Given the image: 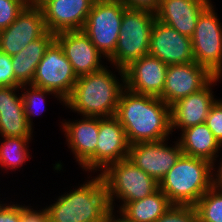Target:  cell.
Instances as JSON below:
<instances>
[{
	"mask_svg": "<svg viewBox=\"0 0 222 222\" xmlns=\"http://www.w3.org/2000/svg\"><path fill=\"white\" fill-rule=\"evenodd\" d=\"M178 139L182 152L185 155L209 161L212 171L215 172L214 163L222 147L205 123L188 127L181 131ZM217 156V157H216Z\"/></svg>",
	"mask_w": 222,
	"mask_h": 222,
	"instance_id": "obj_22",
	"label": "cell"
},
{
	"mask_svg": "<svg viewBox=\"0 0 222 222\" xmlns=\"http://www.w3.org/2000/svg\"><path fill=\"white\" fill-rule=\"evenodd\" d=\"M22 84L15 78L11 56L0 50V86L20 87Z\"/></svg>",
	"mask_w": 222,
	"mask_h": 222,
	"instance_id": "obj_30",
	"label": "cell"
},
{
	"mask_svg": "<svg viewBox=\"0 0 222 222\" xmlns=\"http://www.w3.org/2000/svg\"><path fill=\"white\" fill-rule=\"evenodd\" d=\"M30 0H0V30L16 20Z\"/></svg>",
	"mask_w": 222,
	"mask_h": 222,
	"instance_id": "obj_28",
	"label": "cell"
},
{
	"mask_svg": "<svg viewBox=\"0 0 222 222\" xmlns=\"http://www.w3.org/2000/svg\"><path fill=\"white\" fill-rule=\"evenodd\" d=\"M22 214V205L3 204L0 207V222H20Z\"/></svg>",
	"mask_w": 222,
	"mask_h": 222,
	"instance_id": "obj_33",
	"label": "cell"
},
{
	"mask_svg": "<svg viewBox=\"0 0 222 222\" xmlns=\"http://www.w3.org/2000/svg\"><path fill=\"white\" fill-rule=\"evenodd\" d=\"M150 55L169 65L191 63L194 60L191 38L155 19L150 36Z\"/></svg>",
	"mask_w": 222,
	"mask_h": 222,
	"instance_id": "obj_13",
	"label": "cell"
},
{
	"mask_svg": "<svg viewBox=\"0 0 222 222\" xmlns=\"http://www.w3.org/2000/svg\"><path fill=\"white\" fill-rule=\"evenodd\" d=\"M210 3L211 0H160L156 19L191 38L198 16Z\"/></svg>",
	"mask_w": 222,
	"mask_h": 222,
	"instance_id": "obj_20",
	"label": "cell"
},
{
	"mask_svg": "<svg viewBox=\"0 0 222 222\" xmlns=\"http://www.w3.org/2000/svg\"><path fill=\"white\" fill-rule=\"evenodd\" d=\"M25 86L26 87L29 86L30 88L27 89ZM20 88H21L20 90H22V91H24V89L26 90L24 93H22V99H23L25 116L27 117L28 123L31 127L33 126L32 121H31L33 119L32 115L33 116H35V114L37 115V111L39 110L38 105L39 106L45 105V104H43V103H45V98H46L45 95L54 94V96H56L55 98H58L60 102L64 103V101L57 94L53 93L52 91L45 90L42 88H37L32 85H21ZM41 108H43V110L41 109V111L43 113L44 107H41ZM41 111L38 114H41Z\"/></svg>",
	"mask_w": 222,
	"mask_h": 222,
	"instance_id": "obj_27",
	"label": "cell"
},
{
	"mask_svg": "<svg viewBox=\"0 0 222 222\" xmlns=\"http://www.w3.org/2000/svg\"><path fill=\"white\" fill-rule=\"evenodd\" d=\"M121 81L105 66L90 74L79 76L65 106L83 117L115 116L125 85V72L119 70ZM121 82V83H120Z\"/></svg>",
	"mask_w": 222,
	"mask_h": 222,
	"instance_id": "obj_2",
	"label": "cell"
},
{
	"mask_svg": "<svg viewBox=\"0 0 222 222\" xmlns=\"http://www.w3.org/2000/svg\"><path fill=\"white\" fill-rule=\"evenodd\" d=\"M156 19L154 11L126 7L122 16L119 39L114 53L108 58L118 70H124L133 61L147 55L150 36Z\"/></svg>",
	"mask_w": 222,
	"mask_h": 222,
	"instance_id": "obj_5",
	"label": "cell"
},
{
	"mask_svg": "<svg viewBox=\"0 0 222 222\" xmlns=\"http://www.w3.org/2000/svg\"><path fill=\"white\" fill-rule=\"evenodd\" d=\"M126 7L121 0H95L82 28L106 59L115 51Z\"/></svg>",
	"mask_w": 222,
	"mask_h": 222,
	"instance_id": "obj_7",
	"label": "cell"
},
{
	"mask_svg": "<svg viewBox=\"0 0 222 222\" xmlns=\"http://www.w3.org/2000/svg\"><path fill=\"white\" fill-rule=\"evenodd\" d=\"M100 175L113 209L115 198L119 202L122 200L123 206L125 203L141 200L159 189V183L128 158L109 165Z\"/></svg>",
	"mask_w": 222,
	"mask_h": 222,
	"instance_id": "obj_6",
	"label": "cell"
},
{
	"mask_svg": "<svg viewBox=\"0 0 222 222\" xmlns=\"http://www.w3.org/2000/svg\"><path fill=\"white\" fill-rule=\"evenodd\" d=\"M129 148L126 132L119 120L115 116L99 118L94 172H103L109 165L128 158Z\"/></svg>",
	"mask_w": 222,
	"mask_h": 222,
	"instance_id": "obj_18",
	"label": "cell"
},
{
	"mask_svg": "<svg viewBox=\"0 0 222 222\" xmlns=\"http://www.w3.org/2000/svg\"><path fill=\"white\" fill-rule=\"evenodd\" d=\"M166 140L135 143L128 151V159L158 183L183 154L179 141L170 147Z\"/></svg>",
	"mask_w": 222,
	"mask_h": 222,
	"instance_id": "obj_10",
	"label": "cell"
},
{
	"mask_svg": "<svg viewBox=\"0 0 222 222\" xmlns=\"http://www.w3.org/2000/svg\"><path fill=\"white\" fill-rule=\"evenodd\" d=\"M55 40V34L47 31L40 38L30 42L24 49L11 57L15 78L22 85H30L34 79L37 65L46 49Z\"/></svg>",
	"mask_w": 222,
	"mask_h": 222,
	"instance_id": "obj_23",
	"label": "cell"
},
{
	"mask_svg": "<svg viewBox=\"0 0 222 222\" xmlns=\"http://www.w3.org/2000/svg\"><path fill=\"white\" fill-rule=\"evenodd\" d=\"M20 222H50V218L46 208L34 210L30 206L22 205Z\"/></svg>",
	"mask_w": 222,
	"mask_h": 222,
	"instance_id": "obj_32",
	"label": "cell"
},
{
	"mask_svg": "<svg viewBox=\"0 0 222 222\" xmlns=\"http://www.w3.org/2000/svg\"><path fill=\"white\" fill-rule=\"evenodd\" d=\"M221 80L215 76L204 88L181 98L170 106L171 108V129L184 130L188 127L203 124L210 111L211 106L216 102L212 94V84Z\"/></svg>",
	"mask_w": 222,
	"mask_h": 222,
	"instance_id": "obj_19",
	"label": "cell"
},
{
	"mask_svg": "<svg viewBox=\"0 0 222 222\" xmlns=\"http://www.w3.org/2000/svg\"><path fill=\"white\" fill-rule=\"evenodd\" d=\"M20 87L0 86V134L9 137H32L33 130L25 116ZM16 91V92H15Z\"/></svg>",
	"mask_w": 222,
	"mask_h": 222,
	"instance_id": "obj_21",
	"label": "cell"
},
{
	"mask_svg": "<svg viewBox=\"0 0 222 222\" xmlns=\"http://www.w3.org/2000/svg\"><path fill=\"white\" fill-rule=\"evenodd\" d=\"M76 121V122H75ZM62 123L68 148L78 164L86 171L95 170V151L99 134V117H83L81 120Z\"/></svg>",
	"mask_w": 222,
	"mask_h": 222,
	"instance_id": "obj_17",
	"label": "cell"
},
{
	"mask_svg": "<svg viewBox=\"0 0 222 222\" xmlns=\"http://www.w3.org/2000/svg\"><path fill=\"white\" fill-rule=\"evenodd\" d=\"M95 0H48L41 7L46 28L57 34L82 30Z\"/></svg>",
	"mask_w": 222,
	"mask_h": 222,
	"instance_id": "obj_14",
	"label": "cell"
},
{
	"mask_svg": "<svg viewBox=\"0 0 222 222\" xmlns=\"http://www.w3.org/2000/svg\"><path fill=\"white\" fill-rule=\"evenodd\" d=\"M205 124L222 145V99L211 106Z\"/></svg>",
	"mask_w": 222,
	"mask_h": 222,
	"instance_id": "obj_31",
	"label": "cell"
},
{
	"mask_svg": "<svg viewBox=\"0 0 222 222\" xmlns=\"http://www.w3.org/2000/svg\"><path fill=\"white\" fill-rule=\"evenodd\" d=\"M1 137L3 141L0 143V167L8 170L22 167L30 155L27 149L31 137Z\"/></svg>",
	"mask_w": 222,
	"mask_h": 222,
	"instance_id": "obj_25",
	"label": "cell"
},
{
	"mask_svg": "<svg viewBox=\"0 0 222 222\" xmlns=\"http://www.w3.org/2000/svg\"><path fill=\"white\" fill-rule=\"evenodd\" d=\"M168 65L150 54L133 61L124 69L126 88L134 93L160 97Z\"/></svg>",
	"mask_w": 222,
	"mask_h": 222,
	"instance_id": "obj_15",
	"label": "cell"
},
{
	"mask_svg": "<svg viewBox=\"0 0 222 222\" xmlns=\"http://www.w3.org/2000/svg\"><path fill=\"white\" fill-rule=\"evenodd\" d=\"M155 222H198L195 206L173 205Z\"/></svg>",
	"mask_w": 222,
	"mask_h": 222,
	"instance_id": "obj_29",
	"label": "cell"
},
{
	"mask_svg": "<svg viewBox=\"0 0 222 222\" xmlns=\"http://www.w3.org/2000/svg\"><path fill=\"white\" fill-rule=\"evenodd\" d=\"M77 79L62 47L54 40L37 65L30 85L52 91L65 101L70 96Z\"/></svg>",
	"mask_w": 222,
	"mask_h": 222,
	"instance_id": "obj_9",
	"label": "cell"
},
{
	"mask_svg": "<svg viewBox=\"0 0 222 222\" xmlns=\"http://www.w3.org/2000/svg\"><path fill=\"white\" fill-rule=\"evenodd\" d=\"M215 76L195 61L169 65L162 95L159 97L171 106L181 98L204 88Z\"/></svg>",
	"mask_w": 222,
	"mask_h": 222,
	"instance_id": "obj_12",
	"label": "cell"
},
{
	"mask_svg": "<svg viewBox=\"0 0 222 222\" xmlns=\"http://www.w3.org/2000/svg\"><path fill=\"white\" fill-rule=\"evenodd\" d=\"M48 0H30V4L41 7Z\"/></svg>",
	"mask_w": 222,
	"mask_h": 222,
	"instance_id": "obj_37",
	"label": "cell"
},
{
	"mask_svg": "<svg viewBox=\"0 0 222 222\" xmlns=\"http://www.w3.org/2000/svg\"><path fill=\"white\" fill-rule=\"evenodd\" d=\"M55 40L62 47L66 58L77 77L102 69L101 58L105 57L82 30L55 34Z\"/></svg>",
	"mask_w": 222,
	"mask_h": 222,
	"instance_id": "obj_16",
	"label": "cell"
},
{
	"mask_svg": "<svg viewBox=\"0 0 222 222\" xmlns=\"http://www.w3.org/2000/svg\"><path fill=\"white\" fill-rule=\"evenodd\" d=\"M113 208H111L107 213L106 215L104 216V219L102 222H130L129 219L123 214L121 213L120 211H117L119 212L120 214V218L119 217H115V215L113 214Z\"/></svg>",
	"mask_w": 222,
	"mask_h": 222,
	"instance_id": "obj_35",
	"label": "cell"
},
{
	"mask_svg": "<svg viewBox=\"0 0 222 222\" xmlns=\"http://www.w3.org/2000/svg\"><path fill=\"white\" fill-rule=\"evenodd\" d=\"M210 3L198 16L191 37L195 62L214 76H222V24Z\"/></svg>",
	"mask_w": 222,
	"mask_h": 222,
	"instance_id": "obj_8",
	"label": "cell"
},
{
	"mask_svg": "<svg viewBox=\"0 0 222 222\" xmlns=\"http://www.w3.org/2000/svg\"><path fill=\"white\" fill-rule=\"evenodd\" d=\"M212 164L182 154L159 183V189L173 205L194 206L212 187Z\"/></svg>",
	"mask_w": 222,
	"mask_h": 222,
	"instance_id": "obj_4",
	"label": "cell"
},
{
	"mask_svg": "<svg viewBox=\"0 0 222 222\" xmlns=\"http://www.w3.org/2000/svg\"><path fill=\"white\" fill-rule=\"evenodd\" d=\"M217 173L214 175L212 174V186L222 189V160L220 162V166L218 167V170H216Z\"/></svg>",
	"mask_w": 222,
	"mask_h": 222,
	"instance_id": "obj_36",
	"label": "cell"
},
{
	"mask_svg": "<svg viewBox=\"0 0 222 222\" xmlns=\"http://www.w3.org/2000/svg\"><path fill=\"white\" fill-rule=\"evenodd\" d=\"M115 117L123 126L130 145L169 139L171 108L155 96L134 93L125 88Z\"/></svg>",
	"mask_w": 222,
	"mask_h": 222,
	"instance_id": "obj_1",
	"label": "cell"
},
{
	"mask_svg": "<svg viewBox=\"0 0 222 222\" xmlns=\"http://www.w3.org/2000/svg\"><path fill=\"white\" fill-rule=\"evenodd\" d=\"M86 181L46 207L50 222L103 221L111 209L104 180L99 174Z\"/></svg>",
	"mask_w": 222,
	"mask_h": 222,
	"instance_id": "obj_3",
	"label": "cell"
},
{
	"mask_svg": "<svg viewBox=\"0 0 222 222\" xmlns=\"http://www.w3.org/2000/svg\"><path fill=\"white\" fill-rule=\"evenodd\" d=\"M121 1H123L127 7L148 9L154 12L157 10L160 4V0H121Z\"/></svg>",
	"mask_w": 222,
	"mask_h": 222,
	"instance_id": "obj_34",
	"label": "cell"
},
{
	"mask_svg": "<svg viewBox=\"0 0 222 222\" xmlns=\"http://www.w3.org/2000/svg\"><path fill=\"white\" fill-rule=\"evenodd\" d=\"M194 206L198 222H222V189L212 186Z\"/></svg>",
	"mask_w": 222,
	"mask_h": 222,
	"instance_id": "obj_26",
	"label": "cell"
},
{
	"mask_svg": "<svg viewBox=\"0 0 222 222\" xmlns=\"http://www.w3.org/2000/svg\"><path fill=\"white\" fill-rule=\"evenodd\" d=\"M172 206L168 197L158 189L141 200L125 203L119 211L130 222H155Z\"/></svg>",
	"mask_w": 222,
	"mask_h": 222,
	"instance_id": "obj_24",
	"label": "cell"
},
{
	"mask_svg": "<svg viewBox=\"0 0 222 222\" xmlns=\"http://www.w3.org/2000/svg\"><path fill=\"white\" fill-rule=\"evenodd\" d=\"M47 31L40 7L29 3L15 21L0 30V50L12 57Z\"/></svg>",
	"mask_w": 222,
	"mask_h": 222,
	"instance_id": "obj_11",
	"label": "cell"
}]
</instances>
